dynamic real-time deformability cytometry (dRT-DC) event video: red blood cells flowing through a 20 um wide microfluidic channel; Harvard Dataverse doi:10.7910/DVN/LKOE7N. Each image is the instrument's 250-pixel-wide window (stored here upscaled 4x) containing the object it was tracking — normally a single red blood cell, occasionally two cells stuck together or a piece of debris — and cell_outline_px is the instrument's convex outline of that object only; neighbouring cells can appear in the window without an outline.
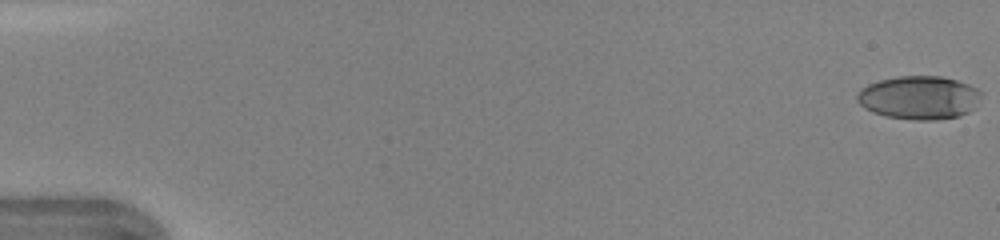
{"species": "human", "species_latin": "Homo sapiens", "temperature_condition": "warm", "stored_images_in_passage": 47, "camera_frame_rate_fps": 3000, "um_per_image_px": 0.085, "donor": {"sex": "female"}, "frame": {"image": 1, "passage_image": 1, "time_ms": 0.0, "image_size_px": [1000, 240], "cell_outline_px": [[980, 96], [976, 108], [960, 116], [932, 120], [916, 120], [888, 116], [872, 112], [864, 108], [856, 100], [856, 96], [860, 88], [868, 84], [880, 80], [896, 76], [940, 76], [956, 80], [968, 84], [976, 88], [980, 92]], "centroid_in_image_um": [78.11, 8.29], "position_along_channel_um": 6.9, "area_um2": 31.44}}
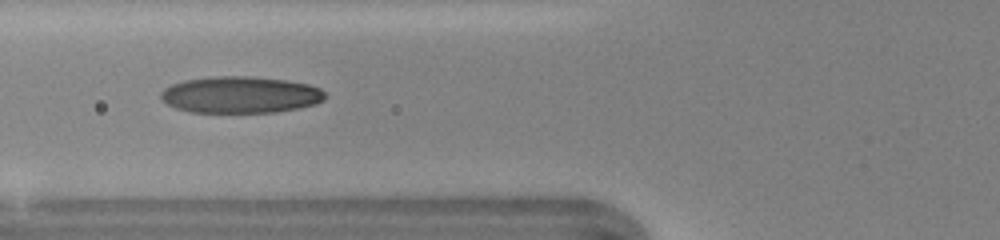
{"frame": {"image": 2, "passage_image": 19, "time_ms": 6.0, "image_size_px": [1000, 240], "cell_outline_px": [[324, 100], [300, 108], [276, 112], [192, 112], [176, 108], [168, 104], [160, 96], [160, 92], [164, 88], [172, 84], [184, 80], [216, 76], [248, 76], [284, 80], [308, 84], [320, 88], [324, 92]], "centroid_in_image_um": [20.42, 8.05], "position_along_channel_um": 105.4, "area_um2": 34.85}}
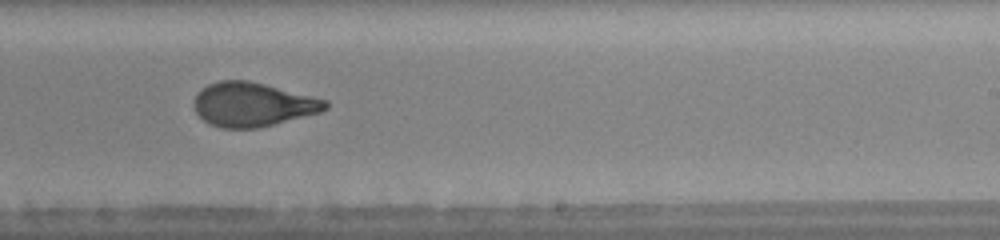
{"frame": {"image": 3, "passage_image": 30, "time_ms": 9.667, "image_size_px": [1000, 240], "cell_outline_px": [[328, 108], [320, 112], [256, 128], [220, 128], [208, 124], [196, 112], [192, 104], [196, 96], [208, 84], [220, 80], [248, 80], [328, 100]], "centroid_in_image_um": [21.46, 8.88], "position_along_channel_um": 267.5, "area_um2": 33.41}, "authors_computed_cell_mechanics": {"area_um2": 33.4084, "velocity_mm_per_s": 4.419, "shape_relaxation_time_tau1_ms": 4.6866, "shape_relaxation_time_tau2_ms": 0.9739, "deformation_change_tau1": 0.1993, "deformation_change_tau2": 0.0776}}